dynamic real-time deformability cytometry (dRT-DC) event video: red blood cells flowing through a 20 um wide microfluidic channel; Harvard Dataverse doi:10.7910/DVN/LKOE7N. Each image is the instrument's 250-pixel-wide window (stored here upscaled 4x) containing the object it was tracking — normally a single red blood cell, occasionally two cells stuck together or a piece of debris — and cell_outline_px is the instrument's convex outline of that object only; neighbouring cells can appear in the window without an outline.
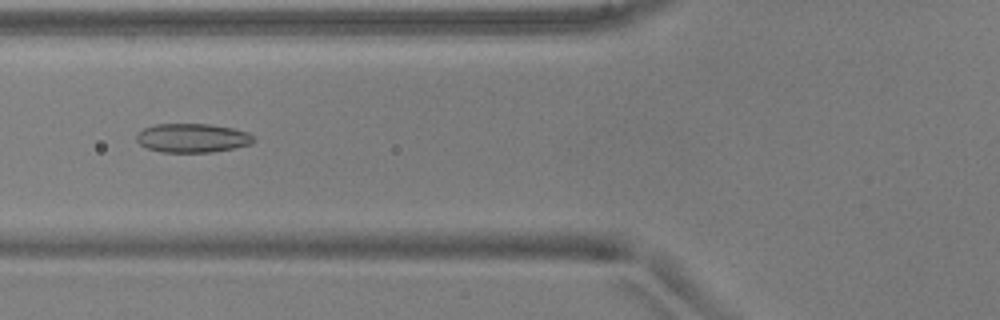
{"species": "common noctule bat (a hibernating species)", "species_latin": "Nyctalus noctula", "temperature_condition": "warm", "stored_images_in_passage": 51, "camera_frame_rate_fps": 3000, "um_per_image_px": 0.085, "animal": {"sex": "male", "body_mass_g": 17.9, "forearm_length_mm": 54.2}, "frame": {"image": 1, "passage_image": 20, "time_ms": 6.333, "image_size_px": [1000, 320], "cell_outline_px": [[256, 140], [252, 144], [212, 152], [160, 152], [148, 148], [140, 144], [136, 140], [136, 132], [144, 128], [156, 124], [208, 124], [232, 128], [248, 132]], "centroid_in_image_um": [16.33, 11.73], "position_along_channel_um": 109.5, "area_um2": 19.77}}
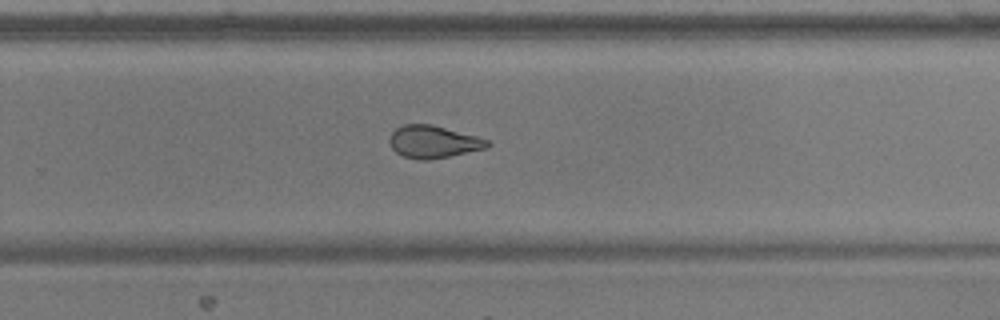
{"frame": {"image": 2, "passage_image": 34, "time_ms": 11.0, "image_size_px": [1000, 320], "cell_outline_px": [[492, 144], [488, 148], [428, 160], [420, 160], [404, 156], [396, 152], [388, 144], [388, 140], [392, 132], [396, 128], [404, 124], [432, 124], [476, 136], [488, 140]], "centroid_in_image_um": [36.82, 12.05], "position_along_channel_um": 293.0, "area_um2": 18.5}}
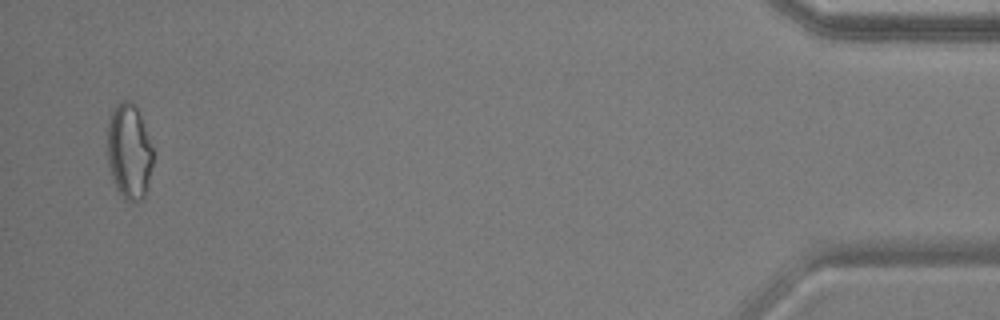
{"frame": {"image": 3, "passage_image": 50, "time_ms": 16.333, "image_size_px": [1000, 320], "cell_outline_px": [[152, 164], [144, 196], [140, 200], [132, 204], [124, 200], [112, 176], [108, 164], [108, 120], [116, 104], [124, 100], [128, 100], [136, 108], [140, 116], [152, 148]], "centroid_in_image_um": [10.96, 12.9], "position_along_channel_um": 424.2, "area_um2": 24.74}, "authors_computed_cell_mechanics": {"area_um2": 20.6924, "velocity_mm_per_s": 3.9356, "shape_relaxation_time_tau1_ms": null, "shape_relaxation_time_tau2_ms": 1.8802, "deformation_change_tau1": null, "deformation_change_tau2": 0.089}}